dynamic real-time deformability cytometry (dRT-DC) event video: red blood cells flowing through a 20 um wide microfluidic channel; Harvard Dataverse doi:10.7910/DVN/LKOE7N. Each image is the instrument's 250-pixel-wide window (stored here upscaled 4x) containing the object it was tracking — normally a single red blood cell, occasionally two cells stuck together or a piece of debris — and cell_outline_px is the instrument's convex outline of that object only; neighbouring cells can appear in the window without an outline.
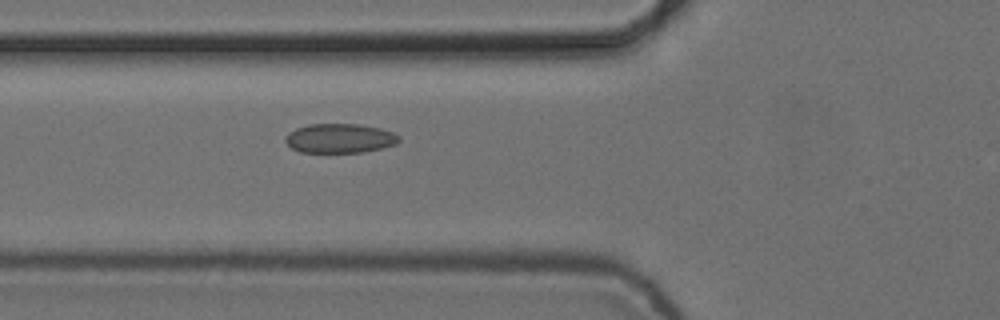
{"species": "common noctule bat (a hibernating species)", "species_latin": "Nyctalus noctula", "temperature_condition": "cold", "stored_images_in_passage": 6, "camera_frame_rate_fps": 3000, "um_per_image_px": 0.085, "animal": {"sex": "female", "body_mass_g": 24.6, "forearm_length_mm": 56.2}, "frame": {"image": 1, "passage_image": 6, "time_ms": 1.667, "image_size_px": [1000, 320], "cell_outline_px": [[400, 140], [396, 144], [364, 152], [300, 152], [292, 148], [284, 140], [284, 136], [288, 132], [296, 128], [308, 124], [360, 124], [380, 128], [392, 132], [400, 136]], "centroid_in_image_um": [28.86, 11.75], "position_along_channel_um": 96.9, "area_um2": 19.48}}